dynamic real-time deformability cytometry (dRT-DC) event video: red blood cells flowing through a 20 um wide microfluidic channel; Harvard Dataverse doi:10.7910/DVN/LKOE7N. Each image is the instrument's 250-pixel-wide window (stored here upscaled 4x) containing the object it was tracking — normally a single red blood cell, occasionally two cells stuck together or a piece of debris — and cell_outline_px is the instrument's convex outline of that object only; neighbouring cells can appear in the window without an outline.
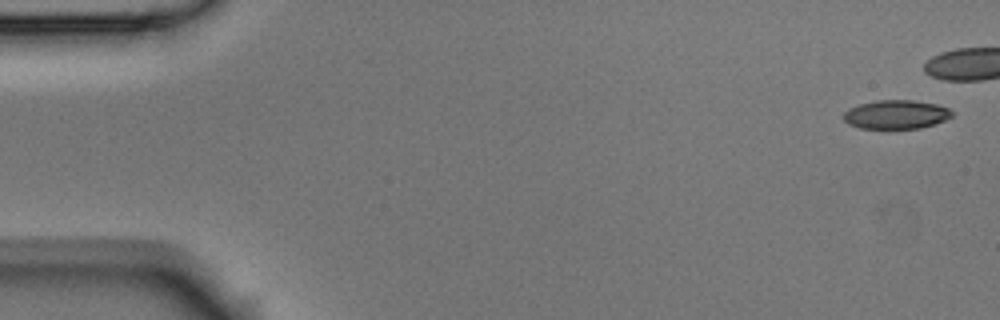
{"species": "Egyptian fruit bat (a non-hibernating species)", "species_latin": "Rousettus aegyptiacus", "temperature_condition": "room temperature", "stored_images_in_passage": 16, "camera_frame_rate_fps": 3000, "um_per_image_px": 0.085, "animal": {"sex": "male"}, "frame": {"image": 1, "passage_image": 1, "time_ms": 0.0, "image_size_px": [1000, 320], "cell_outline_px": [[952, 116], [944, 120], [920, 128], [860, 128], [848, 124], [844, 120], [844, 112], [848, 108], [860, 104], [876, 100], [912, 100], [936, 104], [948, 108], [952, 112]], "centroid_in_image_um": [76.14, 9.72], "position_along_channel_um": 8.9, "area_um2": 18.03}}
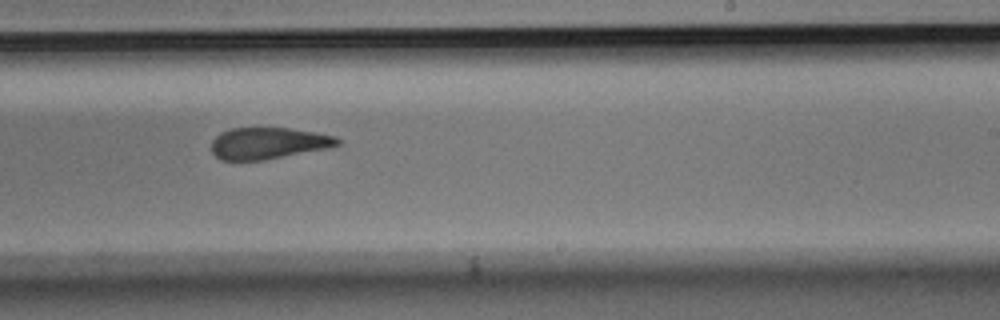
{"frame": {"image": 2, "passage_image": 10, "time_ms": 3.0, "image_size_px": [1000, 320], "cell_outline_px": [[340, 144], [328, 148], [264, 160], [220, 160], [212, 152], [212, 140], [220, 132], [232, 128], [288, 128], [316, 132], [336, 136], [340, 140]], "centroid_in_image_um": [22.8, 12.17], "position_along_channel_um": 266.2, "area_um2": 23.18}}
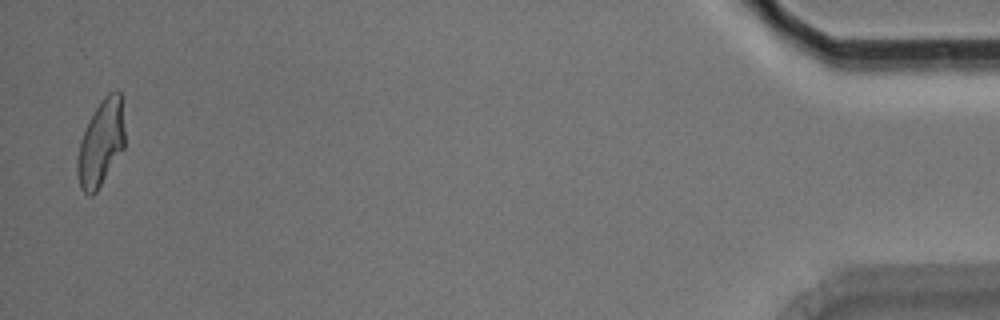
{"frame": {"image": 3, "passage_image": 15, "time_ms": 4.667, "image_size_px": [1000, 320], "cell_outline_px": [[124, 148], [96, 192], [92, 196], [88, 196], [80, 188], [76, 172], [76, 160], [80, 140], [100, 100], [108, 92], [120, 92], [124, 128]], "centroid_in_image_um": [8.56, 12.21], "position_along_channel_um": 426.6, "area_um2": 23.58}}